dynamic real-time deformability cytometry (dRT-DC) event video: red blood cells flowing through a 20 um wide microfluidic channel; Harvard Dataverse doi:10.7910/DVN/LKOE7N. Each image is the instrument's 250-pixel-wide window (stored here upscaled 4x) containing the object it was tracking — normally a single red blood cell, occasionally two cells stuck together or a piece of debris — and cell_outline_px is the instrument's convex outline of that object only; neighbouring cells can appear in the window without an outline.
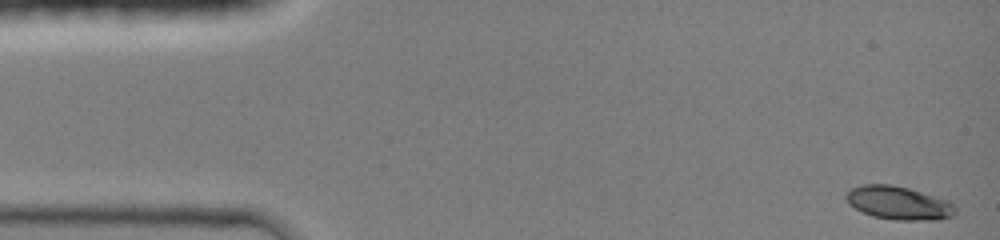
{"species": "common noctule bat (a hibernating species)", "species_latin": "Nyctalus noctula", "temperature_condition": "room temperature", "stored_images_in_passage": 83, "camera_frame_rate_fps": 3000, "um_per_image_px": 0.085, "animal": {"sex": "female", "body_mass_g": 19.0, "forearm_length_mm": 51.5}, "frame": {"image": 1, "passage_image": 1, "time_ms": 0.0, "image_size_px": [1000, 240], "cell_outline_px": [[956, 216], [940, 220], [896, 220], [872, 216], [848, 204], [844, 196], [852, 188], [864, 184], [892, 184], [908, 188], [952, 200], [956, 204]], "centroid_in_image_um": [76.48, 17.25], "position_along_channel_um": 8.5, "area_um2": 21.68}}
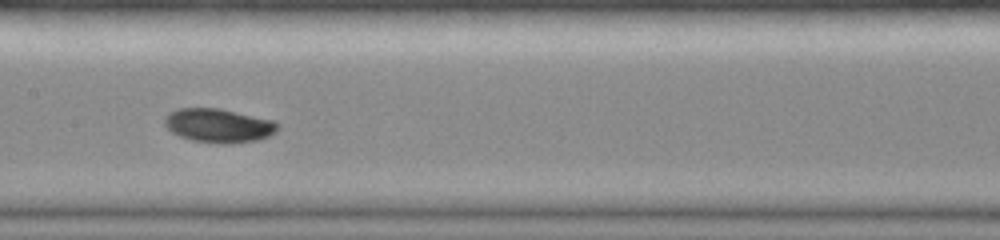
{"frame": {"image": 2, "passage_image": 42, "time_ms": 7.0, "image_size_px": [1000, 240], "cell_outline_px": [[280, 124], [276, 132], [268, 136], [256, 140], [232, 144], [220, 144], [192, 140], [180, 136], [172, 132], [164, 124], [164, 120], [168, 112], [176, 108], [220, 108], [272, 120]], "centroid_in_image_um": [18.57, 10.67], "position_along_channel_um": 188.8, "area_um2": 22.43}}
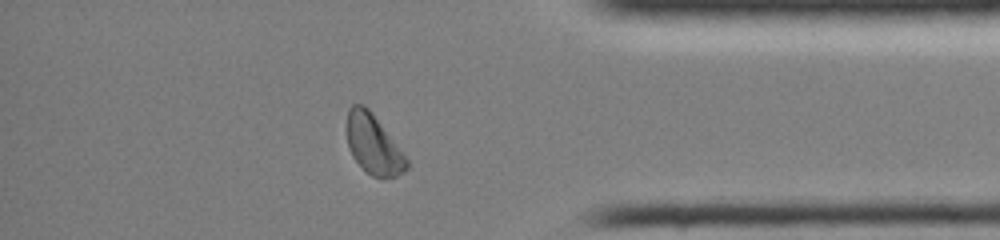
{"frame": {"image": 3, "passage_image": 76, "time_ms": 12.333, "image_size_px": [1000, 240], "cell_outline_px": [[408, 168], [396, 176], [380, 180], [372, 176], [352, 156], [348, 148], [348, 108], [352, 104], [364, 104], [372, 112], [408, 160]], "centroid_in_image_um": [31.74, 12.29], "position_along_channel_um": 403.5, "area_um2": 20.46}, "authors_computed_cell_mechanics": {"area_um2": 21.2126, "velocity_mm_per_s": 4.2352, "shape_relaxation_time_tau1_ms": 2.947, "shape_relaxation_time_tau2_ms": null, "deformation_change_tau1": 0.1285, "deformation_change_tau2": null}}